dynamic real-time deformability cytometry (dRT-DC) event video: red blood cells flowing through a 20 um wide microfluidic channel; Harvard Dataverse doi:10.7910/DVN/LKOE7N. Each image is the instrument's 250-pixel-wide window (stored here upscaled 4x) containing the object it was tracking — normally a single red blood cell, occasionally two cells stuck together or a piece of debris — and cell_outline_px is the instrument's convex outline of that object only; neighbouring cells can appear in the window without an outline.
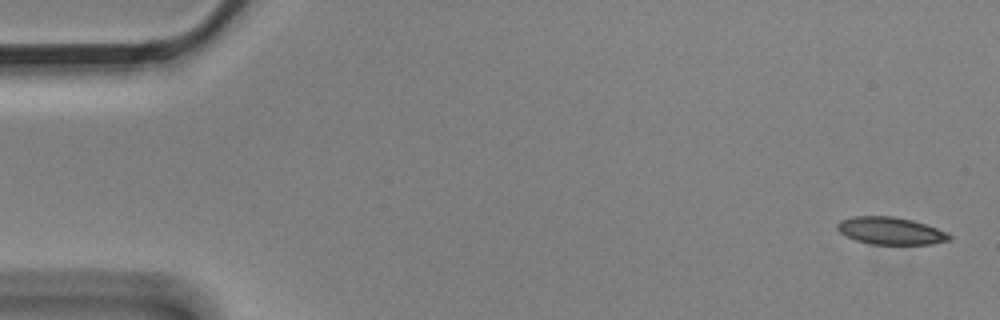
{"species": "Egyptian fruit bat (a non-hibernating species)", "species_latin": "Rousettus aegyptiacus", "temperature_condition": "cold", "stored_images_in_passage": 5, "camera_frame_rate_fps": 3000, "um_per_image_px": 0.085, "animal": {"sex": "male"}, "frame": {"image": 1, "passage_image": 1, "time_ms": 0.0, "image_size_px": [1000, 320], "cell_outline_px": [[952, 240], [932, 244], [872, 244], [856, 240], [840, 232], [836, 228], [836, 224], [840, 220], [852, 216], [892, 216], [912, 220], [948, 232], [952, 236]], "centroid_in_image_um": [75.71, 19.62], "position_along_channel_um": 9.3, "area_um2": 17.86}}